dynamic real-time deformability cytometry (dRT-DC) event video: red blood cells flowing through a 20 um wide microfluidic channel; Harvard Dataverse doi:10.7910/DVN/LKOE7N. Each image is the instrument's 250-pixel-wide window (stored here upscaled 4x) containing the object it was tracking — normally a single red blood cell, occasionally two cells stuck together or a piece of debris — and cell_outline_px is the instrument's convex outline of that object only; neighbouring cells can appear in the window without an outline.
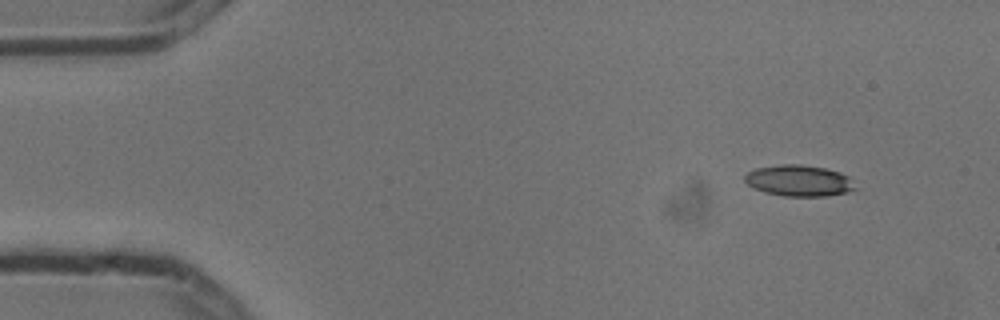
{"species": "common noctule bat (a hibernating species)", "species_latin": "Nyctalus noctula", "temperature_condition": "cold", "stored_images_in_passage": 5, "camera_frame_rate_fps": 3000, "um_per_image_px": 0.085, "animal": {"sex": "male", "body_mass_g": 13.3}, "frame": {"image": 1, "passage_image": 1, "time_ms": 0.0, "image_size_px": [1000, 320], "cell_outline_px": [[856, 188], [844, 192], [824, 196], [784, 196], [764, 192], [752, 188], [744, 180], [744, 176], [748, 172], [756, 168], [780, 164], [800, 164], [824, 168], [840, 172], [848, 176]], "centroid_in_image_um": [67.86, 15.35], "position_along_channel_um": 17.1, "area_um2": 19.94}}
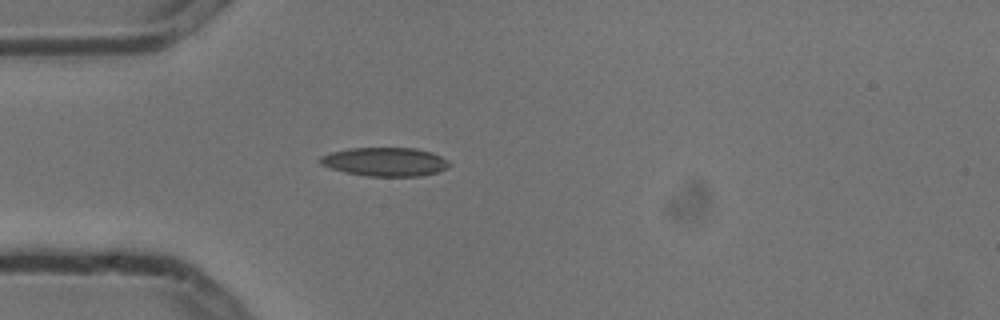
{"frame": {"image": 2, "passage_image": 4, "time_ms": 1.0, "image_size_px": [1000, 320], "cell_outline_px": [[452, 164], [448, 168], [436, 172], [420, 176], [368, 176], [344, 172], [320, 164], [320, 156], [328, 152], [348, 148], [416, 148], [432, 152], [448, 160]], "centroid_in_image_um": [32.74, 13.74], "position_along_channel_um": 52.3, "area_um2": 21.73}}